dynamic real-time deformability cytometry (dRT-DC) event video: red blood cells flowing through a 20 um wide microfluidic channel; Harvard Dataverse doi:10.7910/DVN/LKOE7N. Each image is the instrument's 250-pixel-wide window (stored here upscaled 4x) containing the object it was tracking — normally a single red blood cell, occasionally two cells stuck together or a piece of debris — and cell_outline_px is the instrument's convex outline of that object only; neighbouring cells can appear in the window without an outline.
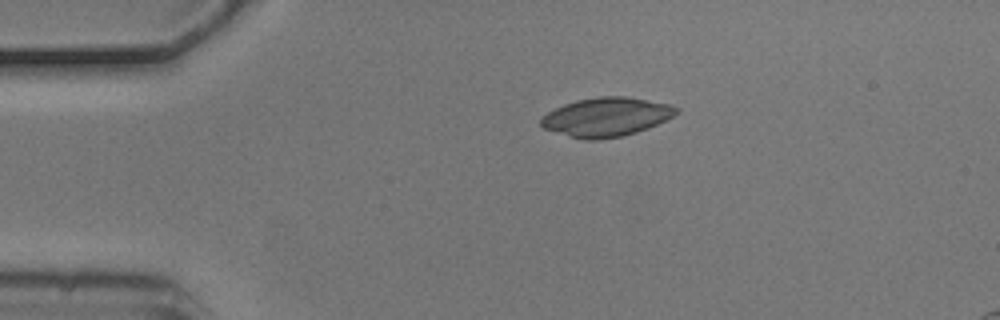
{"species": "common noctule bat (a hibernating species)", "species_latin": "Nyctalus noctula", "temperature_condition": "cold", "stored_images_in_passage": 4, "camera_frame_rate_fps": 3000, "um_per_image_px": 0.085, "animal": {"sex": "male", "body_mass_g": 20.5, "forearm_length_mm": 52.5}, "frame": {"image": 1, "passage_image": 2, "time_ms": 0.333, "image_size_px": [1000, 320], "cell_outline_px": [[680, 108], [672, 116], [648, 128], [624, 136], [596, 140], [584, 140], [544, 128], [540, 124], [540, 120], [548, 112], [564, 104], [576, 100], [600, 96], [624, 96], [672, 104]], "centroid_in_image_um": [51.55, 9.94], "position_along_channel_um": 33.5, "area_um2": 30.46}}